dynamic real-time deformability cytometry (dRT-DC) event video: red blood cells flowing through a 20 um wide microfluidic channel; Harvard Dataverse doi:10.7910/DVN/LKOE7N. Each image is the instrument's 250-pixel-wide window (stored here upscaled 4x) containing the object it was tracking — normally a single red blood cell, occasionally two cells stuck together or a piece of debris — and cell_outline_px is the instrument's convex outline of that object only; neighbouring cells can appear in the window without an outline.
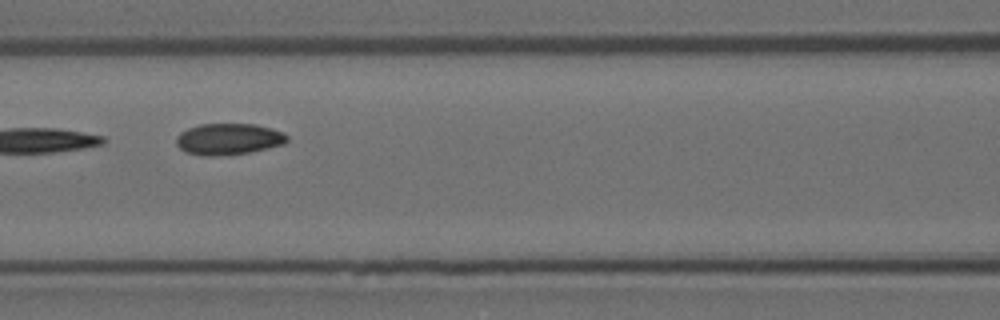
{"species": "Egyptian fruit bat (a non-hibernating species)", "species_latin": "Rousettus aegyptiacus", "temperature_condition": "room temperature", "stored_images_in_passage": 10, "camera_frame_rate_fps": 3000, "um_per_image_px": 0.085, "animal": {"sex": "female"}, "frame": {"image": 1, "passage_image": 7, "time_ms": 2.0, "image_size_px": [1000, 320], "cell_outline_px": [[288, 140], [284, 144], [248, 152], [212, 156], [204, 156], [188, 152], [180, 148], [176, 144], [176, 136], [180, 132], [188, 128], [200, 124], [256, 124], [272, 128], [284, 132], [288, 136]], "centroid_in_image_um": [19.43, 11.8], "position_along_channel_um": 147.2, "area_um2": 20.17}}
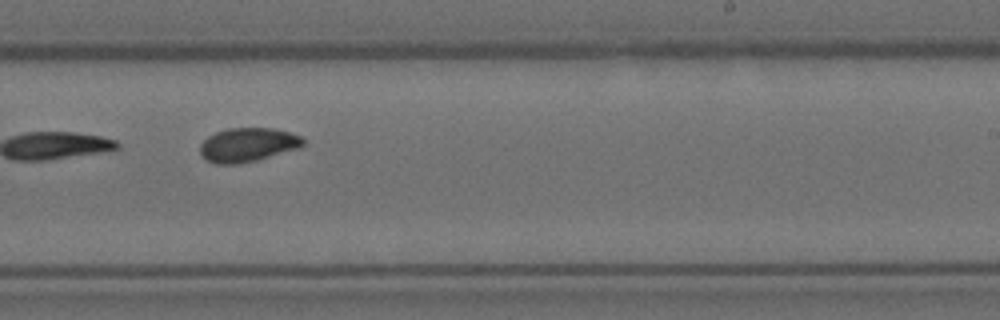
{"frame": {"image": 2, "passage_image": 10, "time_ms": 3.0, "image_size_px": [1000, 320], "cell_outline_px": [[304, 144], [300, 148], [256, 160], [236, 164], [216, 164], [208, 160], [200, 152], [200, 144], [208, 136], [216, 132], [228, 128], [272, 128], [288, 132], [300, 136], [304, 140]], "centroid_in_image_um": [21.06, 12.3], "position_along_channel_um": 267.9, "area_um2": 20.23}}